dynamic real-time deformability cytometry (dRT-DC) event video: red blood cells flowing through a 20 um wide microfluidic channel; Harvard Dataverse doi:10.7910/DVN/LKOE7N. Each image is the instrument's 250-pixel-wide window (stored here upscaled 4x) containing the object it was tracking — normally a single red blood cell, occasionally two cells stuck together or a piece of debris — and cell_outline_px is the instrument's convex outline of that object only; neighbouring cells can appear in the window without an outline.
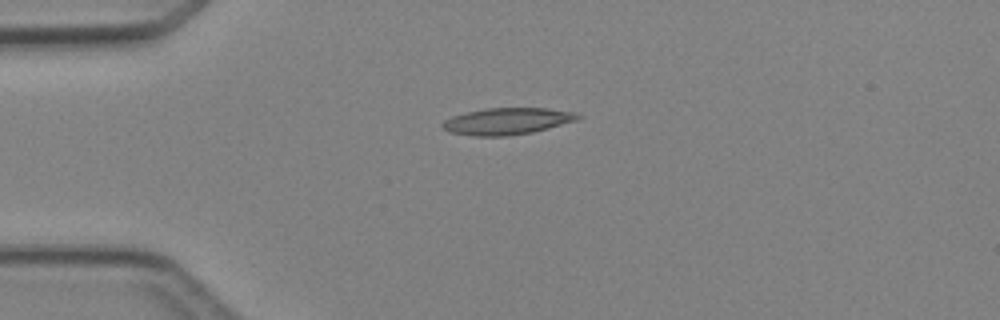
{"species": "Egyptian fruit bat (a non-hibernating species)", "species_latin": "Rousettus aegyptiacus", "temperature_condition": "cold", "stored_images_in_passage": 3, "camera_frame_rate_fps": 3000, "um_per_image_px": 0.085, "animal": {"sex": "female"}, "frame": {"image": 1, "passage_image": 1, "time_ms": 0.0, "image_size_px": [1000, 320], "cell_outline_px": [[584, 116], [576, 120], [548, 128], [532, 132], [508, 136], [472, 136], [448, 132], [440, 124], [444, 120], [452, 116], [468, 112], [488, 108], [544, 108], [572, 112]], "centroid_in_image_um": [43.07, 10.31], "position_along_channel_um": 41.9, "area_um2": 20.92}}
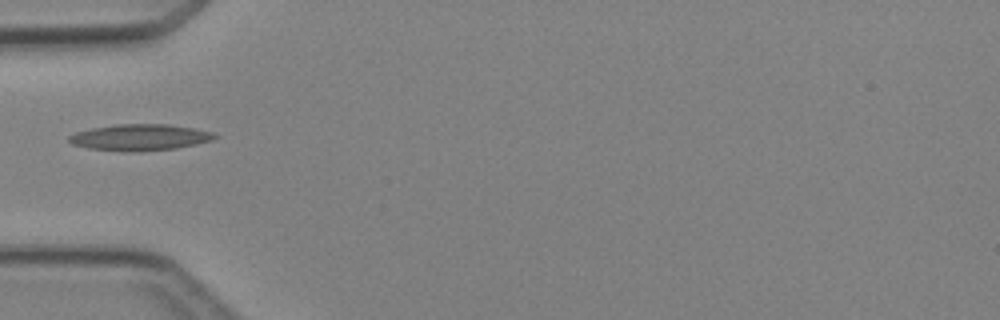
{"frame": {"image": 2, "passage_image": 2, "time_ms": 1.333, "image_size_px": [1000, 320], "cell_outline_px": [[220, 136], [212, 140], [196, 144], [176, 148], [140, 152], [124, 152], [88, 148], [72, 144], [68, 140], [68, 136], [76, 132], [92, 128], [116, 124], [168, 124], [192, 128], [212, 132]], "centroid_in_image_um": [11.88, 11.68], "position_along_channel_um": 73.1, "area_um2": 22.48}}
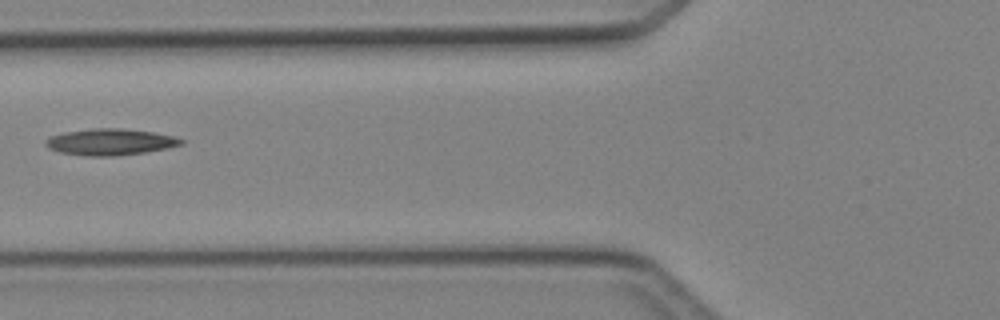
{"frame": {"image": 3, "passage_image": 3, "time_ms": 2.333, "image_size_px": [1000, 320], "cell_outline_px": [[184, 144], [168, 148], [144, 152], [116, 156], [88, 156], [60, 152], [48, 148], [44, 144], [44, 140], [52, 136], [64, 132], [92, 128], [124, 128], [152, 132], [172, 136], [184, 140]], "centroid_in_image_um": [9.36, 12.06], "position_along_channel_um": 116.4, "area_um2": 20.87}}